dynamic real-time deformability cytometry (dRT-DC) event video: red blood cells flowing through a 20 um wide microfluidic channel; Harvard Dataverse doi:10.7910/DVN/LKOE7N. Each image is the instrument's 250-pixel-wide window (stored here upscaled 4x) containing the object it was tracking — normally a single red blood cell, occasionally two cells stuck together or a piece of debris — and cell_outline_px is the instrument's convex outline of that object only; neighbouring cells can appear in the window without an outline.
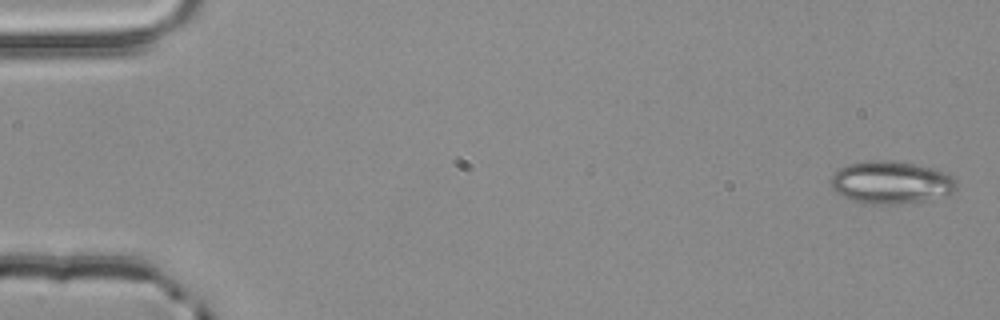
{"species": "common noctule bat (a hibernating species)", "species_latin": "Nyctalus noctula", "temperature_condition": "room temperature", "stored_images_in_passage": 5, "segment_of_instrument_passage": [2, 2], "camera_frame_rate_fps": 3000, "um_per_image_px": 0.085, "animal": {"sex": "male", "body_mass_g": 20.4}, "frame": {"image": 1, "passage_image": 5, "time_ms": 1.333, "image_size_px": [1000, 320], "cell_outline_px": [[956, 192], [924, 200], [900, 204], [860, 204], [836, 192], [832, 188], [828, 180], [840, 168], [848, 164], [868, 160], [892, 160], [936, 168], [948, 172], [956, 180]], "centroid_in_image_um": [75.74, 15.5], "position_along_channel_um": 9.3, "area_um2": 31.56}}